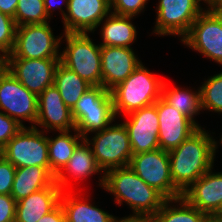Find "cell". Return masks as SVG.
Segmentation results:
<instances>
[{
    "label": "cell",
    "instance_id": "obj_1",
    "mask_svg": "<svg viewBox=\"0 0 222 222\" xmlns=\"http://www.w3.org/2000/svg\"><path fill=\"white\" fill-rule=\"evenodd\" d=\"M203 128H198L177 148L169 151L174 186L184 193L196 180L213 168L217 141Z\"/></svg>",
    "mask_w": 222,
    "mask_h": 222
},
{
    "label": "cell",
    "instance_id": "obj_2",
    "mask_svg": "<svg viewBox=\"0 0 222 222\" xmlns=\"http://www.w3.org/2000/svg\"><path fill=\"white\" fill-rule=\"evenodd\" d=\"M102 188L114 195L117 204L126 202L132 208L133 216L153 217L167 200L138 177L129 166L106 171Z\"/></svg>",
    "mask_w": 222,
    "mask_h": 222
},
{
    "label": "cell",
    "instance_id": "obj_3",
    "mask_svg": "<svg viewBox=\"0 0 222 222\" xmlns=\"http://www.w3.org/2000/svg\"><path fill=\"white\" fill-rule=\"evenodd\" d=\"M163 80L142 62L123 82L111 90L115 115H124L154 104L161 97Z\"/></svg>",
    "mask_w": 222,
    "mask_h": 222
},
{
    "label": "cell",
    "instance_id": "obj_4",
    "mask_svg": "<svg viewBox=\"0 0 222 222\" xmlns=\"http://www.w3.org/2000/svg\"><path fill=\"white\" fill-rule=\"evenodd\" d=\"M63 34L66 47L60 52V63L91 86H102L101 45L93 43L88 33Z\"/></svg>",
    "mask_w": 222,
    "mask_h": 222
},
{
    "label": "cell",
    "instance_id": "obj_5",
    "mask_svg": "<svg viewBox=\"0 0 222 222\" xmlns=\"http://www.w3.org/2000/svg\"><path fill=\"white\" fill-rule=\"evenodd\" d=\"M84 139L92 145L93 155L104 173L113 168L129 166L133 153L124 123L108 125L102 131L95 132L92 140Z\"/></svg>",
    "mask_w": 222,
    "mask_h": 222
},
{
    "label": "cell",
    "instance_id": "obj_6",
    "mask_svg": "<svg viewBox=\"0 0 222 222\" xmlns=\"http://www.w3.org/2000/svg\"><path fill=\"white\" fill-rule=\"evenodd\" d=\"M37 127H23L1 150L16 168L49 167L47 136Z\"/></svg>",
    "mask_w": 222,
    "mask_h": 222
},
{
    "label": "cell",
    "instance_id": "obj_7",
    "mask_svg": "<svg viewBox=\"0 0 222 222\" xmlns=\"http://www.w3.org/2000/svg\"><path fill=\"white\" fill-rule=\"evenodd\" d=\"M52 31L49 21L18 26L14 48L9 58H60L59 47L63 35L55 38Z\"/></svg>",
    "mask_w": 222,
    "mask_h": 222
},
{
    "label": "cell",
    "instance_id": "obj_8",
    "mask_svg": "<svg viewBox=\"0 0 222 222\" xmlns=\"http://www.w3.org/2000/svg\"><path fill=\"white\" fill-rule=\"evenodd\" d=\"M129 167L146 184L159 191L166 199L182 197L171 177L169 153L161 148L134 154Z\"/></svg>",
    "mask_w": 222,
    "mask_h": 222
},
{
    "label": "cell",
    "instance_id": "obj_9",
    "mask_svg": "<svg viewBox=\"0 0 222 222\" xmlns=\"http://www.w3.org/2000/svg\"><path fill=\"white\" fill-rule=\"evenodd\" d=\"M180 40L222 65V17L213 8H206L192 24L188 34Z\"/></svg>",
    "mask_w": 222,
    "mask_h": 222
},
{
    "label": "cell",
    "instance_id": "obj_10",
    "mask_svg": "<svg viewBox=\"0 0 222 222\" xmlns=\"http://www.w3.org/2000/svg\"><path fill=\"white\" fill-rule=\"evenodd\" d=\"M201 0H160L154 33L160 36L178 35L183 39L197 17L204 11Z\"/></svg>",
    "mask_w": 222,
    "mask_h": 222
},
{
    "label": "cell",
    "instance_id": "obj_11",
    "mask_svg": "<svg viewBox=\"0 0 222 222\" xmlns=\"http://www.w3.org/2000/svg\"><path fill=\"white\" fill-rule=\"evenodd\" d=\"M0 109L23 127L24 119L34 127L38 115V96L27 90L8 71L0 77Z\"/></svg>",
    "mask_w": 222,
    "mask_h": 222
},
{
    "label": "cell",
    "instance_id": "obj_12",
    "mask_svg": "<svg viewBox=\"0 0 222 222\" xmlns=\"http://www.w3.org/2000/svg\"><path fill=\"white\" fill-rule=\"evenodd\" d=\"M123 121L129 135L133 155L160 148L158 141L159 116L156 102L127 114Z\"/></svg>",
    "mask_w": 222,
    "mask_h": 222
},
{
    "label": "cell",
    "instance_id": "obj_13",
    "mask_svg": "<svg viewBox=\"0 0 222 222\" xmlns=\"http://www.w3.org/2000/svg\"><path fill=\"white\" fill-rule=\"evenodd\" d=\"M60 58H9L8 71L30 92L39 96L54 85V75Z\"/></svg>",
    "mask_w": 222,
    "mask_h": 222
},
{
    "label": "cell",
    "instance_id": "obj_14",
    "mask_svg": "<svg viewBox=\"0 0 222 222\" xmlns=\"http://www.w3.org/2000/svg\"><path fill=\"white\" fill-rule=\"evenodd\" d=\"M110 13V0H69L62 17L64 33L94 32Z\"/></svg>",
    "mask_w": 222,
    "mask_h": 222
},
{
    "label": "cell",
    "instance_id": "obj_15",
    "mask_svg": "<svg viewBox=\"0 0 222 222\" xmlns=\"http://www.w3.org/2000/svg\"><path fill=\"white\" fill-rule=\"evenodd\" d=\"M156 108L159 116L158 141L162 150L169 152L177 148L198 129L188 117L161 97L156 101Z\"/></svg>",
    "mask_w": 222,
    "mask_h": 222
},
{
    "label": "cell",
    "instance_id": "obj_16",
    "mask_svg": "<svg viewBox=\"0 0 222 222\" xmlns=\"http://www.w3.org/2000/svg\"><path fill=\"white\" fill-rule=\"evenodd\" d=\"M36 126L48 131H71L75 130V122L72 111L61 98L60 92L55 85L47 87L38 96V115ZM50 129V130H48Z\"/></svg>",
    "mask_w": 222,
    "mask_h": 222
},
{
    "label": "cell",
    "instance_id": "obj_17",
    "mask_svg": "<svg viewBox=\"0 0 222 222\" xmlns=\"http://www.w3.org/2000/svg\"><path fill=\"white\" fill-rule=\"evenodd\" d=\"M141 63L132 48L101 45L102 86L112 90Z\"/></svg>",
    "mask_w": 222,
    "mask_h": 222
},
{
    "label": "cell",
    "instance_id": "obj_18",
    "mask_svg": "<svg viewBox=\"0 0 222 222\" xmlns=\"http://www.w3.org/2000/svg\"><path fill=\"white\" fill-rule=\"evenodd\" d=\"M209 169L196 180L182 197L206 215H214L222 202V172Z\"/></svg>",
    "mask_w": 222,
    "mask_h": 222
},
{
    "label": "cell",
    "instance_id": "obj_19",
    "mask_svg": "<svg viewBox=\"0 0 222 222\" xmlns=\"http://www.w3.org/2000/svg\"><path fill=\"white\" fill-rule=\"evenodd\" d=\"M67 174H66V173ZM103 173V176L99 179L101 187L104 184V172L98 166L96 159L93 155L91 146L83 139L77 147L74 149V152L64 166V168L55 176V182L60 187L61 191H69L70 181L66 175L74 178V180H80L88 178L89 175L95 173Z\"/></svg>",
    "mask_w": 222,
    "mask_h": 222
},
{
    "label": "cell",
    "instance_id": "obj_20",
    "mask_svg": "<svg viewBox=\"0 0 222 222\" xmlns=\"http://www.w3.org/2000/svg\"><path fill=\"white\" fill-rule=\"evenodd\" d=\"M61 194L54 181L50 186L16 202L15 222H37L60 204Z\"/></svg>",
    "mask_w": 222,
    "mask_h": 222
},
{
    "label": "cell",
    "instance_id": "obj_21",
    "mask_svg": "<svg viewBox=\"0 0 222 222\" xmlns=\"http://www.w3.org/2000/svg\"><path fill=\"white\" fill-rule=\"evenodd\" d=\"M55 181L50 167L31 166L16 168L11 196L16 202L50 186Z\"/></svg>",
    "mask_w": 222,
    "mask_h": 222
},
{
    "label": "cell",
    "instance_id": "obj_22",
    "mask_svg": "<svg viewBox=\"0 0 222 222\" xmlns=\"http://www.w3.org/2000/svg\"><path fill=\"white\" fill-rule=\"evenodd\" d=\"M87 200L79 199L73 191H62L60 204L64 210L66 222H115L116 217L90 202L87 203Z\"/></svg>",
    "mask_w": 222,
    "mask_h": 222
},
{
    "label": "cell",
    "instance_id": "obj_23",
    "mask_svg": "<svg viewBox=\"0 0 222 222\" xmlns=\"http://www.w3.org/2000/svg\"><path fill=\"white\" fill-rule=\"evenodd\" d=\"M131 19L133 16L117 15L111 12L101 28L103 42H100V45L132 48L131 44L136 40L137 31Z\"/></svg>",
    "mask_w": 222,
    "mask_h": 222
},
{
    "label": "cell",
    "instance_id": "obj_24",
    "mask_svg": "<svg viewBox=\"0 0 222 222\" xmlns=\"http://www.w3.org/2000/svg\"><path fill=\"white\" fill-rule=\"evenodd\" d=\"M70 132L72 131H59V135L54 138L47 136L49 167L54 176L64 168L74 149L84 139L76 129L74 135H71Z\"/></svg>",
    "mask_w": 222,
    "mask_h": 222
},
{
    "label": "cell",
    "instance_id": "obj_25",
    "mask_svg": "<svg viewBox=\"0 0 222 222\" xmlns=\"http://www.w3.org/2000/svg\"><path fill=\"white\" fill-rule=\"evenodd\" d=\"M54 85L60 92L65 105L72 109L80 97L92 86L83 80L76 72L61 63L56 67Z\"/></svg>",
    "mask_w": 222,
    "mask_h": 222
},
{
    "label": "cell",
    "instance_id": "obj_26",
    "mask_svg": "<svg viewBox=\"0 0 222 222\" xmlns=\"http://www.w3.org/2000/svg\"><path fill=\"white\" fill-rule=\"evenodd\" d=\"M167 87L168 84L163 82L161 98L174 109L188 117L198 128H201V126H199L200 124L196 123L194 119V116L202 110L200 88L198 92H192V90H188V88L184 90L177 87Z\"/></svg>",
    "mask_w": 222,
    "mask_h": 222
},
{
    "label": "cell",
    "instance_id": "obj_27",
    "mask_svg": "<svg viewBox=\"0 0 222 222\" xmlns=\"http://www.w3.org/2000/svg\"><path fill=\"white\" fill-rule=\"evenodd\" d=\"M173 202L179 203L177 207L171 206ZM205 217V213L190 205L183 197L167 199L153 216L154 222H203Z\"/></svg>",
    "mask_w": 222,
    "mask_h": 222
},
{
    "label": "cell",
    "instance_id": "obj_28",
    "mask_svg": "<svg viewBox=\"0 0 222 222\" xmlns=\"http://www.w3.org/2000/svg\"><path fill=\"white\" fill-rule=\"evenodd\" d=\"M91 109H114L111 91L103 86H92L86 91L71 109L74 122L84 115V110Z\"/></svg>",
    "mask_w": 222,
    "mask_h": 222
},
{
    "label": "cell",
    "instance_id": "obj_29",
    "mask_svg": "<svg viewBox=\"0 0 222 222\" xmlns=\"http://www.w3.org/2000/svg\"><path fill=\"white\" fill-rule=\"evenodd\" d=\"M114 109L84 110V115L75 123V129L83 137L88 133L102 131L115 120Z\"/></svg>",
    "mask_w": 222,
    "mask_h": 222
},
{
    "label": "cell",
    "instance_id": "obj_30",
    "mask_svg": "<svg viewBox=\"0 0 222 222\" xmlns=\"http://www.w3.org/2000/svg\"><path fill=\"white\" fill-rule=\"evenodd\" d=\"M50 19L47 15L44 0H18L15 11V23L18 26L42 24Z\"/></svg>",
    "mask_w": 222,
    "mask_h": 222
},
{
    "label": "cell",
    "instance_id": "obj_31",
    "mask_svg": "<svg viewBox=\"0 0 222 222\" xmlns=\"http://www.w3.org/2000/svg\"><path fill=\"white\" fill-rule=\"evenodd\" d=\"M203 110L222 113V72L211 76L200 87Z\"/></svg>",
    "mask_w": 222,
    "mask_h": 222
},
{
    "label": "cell",
    "instance_id": "obj_32",
    "mask_svg": "<svg viewBox=\"0 0 222 222\" xmlns=\"http://www.w3.org/2000/svg\"><path fill=\"white\" fill-rule=\"evenodd\" d=\"M17 25L14 18L0 12V50L10 54L14 48Z\"/></svg>",
    "mask_w": 222,
    "mask_h": 222
},
{
    "label": "cell",
    "instance_id": "obj_33",
    "mask_svg": "<svg viewBox=\"0 0 222 222\" xmlns=\"http://www.w3.org/2000/svg\"><path fill=\"white\" fill-rule=\"evenodd\" d=\"M148 0H110V10L117 15L133 16L139 15L145 8Z\"/></svg>",
    "mask_w": 222,
    "mask_h": 222
},
{
    "label": "cell",
    "instance_id": "obj_34",
    "mask_svg": "<svg viewBox=\"0 0 222 222\" xmlns=\"http://www.w3.org/2000/svg\"><path fill=\"white\" fill-rule=\"evenodd\" d=\"M23 128L15 119L0 111V150Z\"/></svg>",
    "mask_w": 222,
    "mask_h": 222
},
{
    "label": "cell",
    "instance_id": "obj_35",
    "mask_svg": "<svg viewBox=\"0 0 222 222\" xmlns=\"http://www.w3.org/2000/svg\"><path fill=\"white\" fill-rule=\"evenodd\" d=\"M16 167L3 156L0 157V194L11 195Z\"/></svg>",
    "mask_w": 222,
    "mask_h": 222
},
{
    "label": "cell",
    "instance_id": "obj_36",
    "mask_svg": "<svg viewBox=\"0 0 222 222\" xmlns=\"http://www.w3.org/2000/svg\"><path fill=\"white\" fill-rule=\"evenodd\" d=\"M16 201L11 195L0 194V222H15Z\"/></svg>",
    "mask_w": 222,
    "mask_h": 222
},
{
    "label": "cell",
    "instance_id": "obj_37",
    "mask_svg": "<svg viewBox=\"0 0 222 222\" xmlns=\"http://www.w3.org/2000/svg\"><path fill=\"white\" fill-rule=\"evenodd\" d=\"M37 222H66L65 213L61 204L48 214L41 217Z\"/></svg>",
    "mask_w": 222,
    "mask_h": 222
},
{
    "label": "cell",
    "instance_id": "obj_38",
    "mask_svg": "<svg viewBox=\"0 0 222 222\" xmlns=\"http://www.w3.org/2000/svg\"><path fill=\"white\" fill-rule=\"evenodd\" d=\"M17 4L18 0H0V12L14 18Z\"/></svg>",
    "mask_w": 222,
    "mask_h": 222
},
{
    "label": "cell",
    "instance_id": "obj_39",
    "mask_svg": "<svg viewBox=\"0 0 222 222\" xmlns=\"http://www.w3.org/2000/svg\"><path fill=\"white\" fill-rule=\"evenodd\" d=\"M56 1L57 0H44L46 13L49 17H51L52 12L55 11L53 6H55L56 8H60V11L62 13L61 15L64 17L65 16V11H63L62 6L59 4V2H57V5H56ZM68 1L69 0H62V2L66 5L65 6L66 9H67V5H68Z\"/></svg>",
    "mask_w": 222,
    "mask_h": 222
},
{
    "label": "cell",
    "instance_id": "obj_40",
    "mask_svg": "<svg viewBox=\"0 0 222 222\" xmlns=\"http://www.w3.org/2000/svg\"><path fill=\"white\" fill-rule=\"evenodd\" d=\"M115 222H154V218L151 216H133L129 215L124 218H116Z\"/></svg>",
    "mask_w": 222,
    "mask_h": 222
},
{
    "label": "cell",
    "instance_id": "obj_41",
    "mask_svg": "<svg viewBox=\"0 0 222 222\" xmlns=\"http://www.w3.org/2000/svg\"><path fill=\"white\" fill-rule=\"evenodd\" d=\"M9 55L5 51L0 50V77L8 72L9 68Z\"/></svg>",
    "mask_w": 222,
    "mask_h": 222
},
{
    "label": "cell",
    "instance_id": "obj_42",
    "mask_svg": "<svg viewBox=\"0 0 222 222\" xmlns=\"http://www.w3.org/2000/svg\"><path fill=\"white\" fill-rule=\"evenodd\" d=\"M203 222H222V218H219L215 215H206Z\"/></svg>",
    "mask_w": 222,
    "mask_h": 222
},
{
    "label": "cell",
    "instance_id": "obj_43",
    "mask_svg": "<svg viewBox=\"0 0 222 222\" xmlns=\"http://www.w3.org/2000/svg\"><path fill=\"white\" fill-rule=\"evenodd\" d=\"M204 3L208 4V8H214L217 4H219L222 0H202Z\"/></svg>",
    "mask_w": 222,
    "mask_h": 222
},
{
    "label": "cell",
    "instance_id": "obj_44",
    "mask_svg": "<svg viewBox=\"0 0 222 222\" xmlns=\"http://www.w3.org/2000/svg\"><path fill=\"white\" fill-rule=\"evenodd\" d=\"M222 17V1L213 8Z\"/></svg>",
    "mask_w": 222,
    "mask_h": 222
},
{
    "label": "cell",
    "instance_id": "obj_45",
    "mask_svg": "<svg viewBox=\"0 0 222 222\" xmlns=\"http://www.w3.org/2000/svg\"><path fill=\"white\" fill-rule=\"evenodd\" d=\"M214 215L219 217V218H222V202H221L217 212Z\"/></svg>",
    "mask_w": 222,
    "mask_h": 222
}]
</instances>
